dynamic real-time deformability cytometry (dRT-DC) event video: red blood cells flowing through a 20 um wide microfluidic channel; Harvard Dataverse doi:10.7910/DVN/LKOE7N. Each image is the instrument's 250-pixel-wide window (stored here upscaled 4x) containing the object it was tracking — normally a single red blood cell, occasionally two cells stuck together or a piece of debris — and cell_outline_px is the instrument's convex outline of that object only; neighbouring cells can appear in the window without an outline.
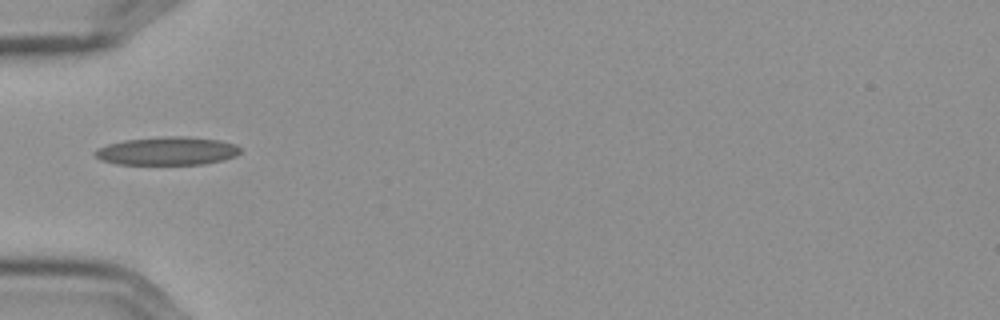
{"species": "Egyptian fruit bat (a non-hibernating species)", "species_latin": "Rousettus aegyptiacus", "temperature_condition": "cold", "stored_images_in_passage": 38, "camera_frame_rate_fps": 3000, "um_per_image_px": 0.085, "frame": {"image": 1, "passage_image": 1, "time_ms": 0.0, "image_size_px": [1000, 320], "cell_outline_px": [[240, 152], [236, 156], [224, 160], [204, 164], [116, 164], [100, 160], [92, 152], [96, 148], [108, 144], [124, 140], [164, 136], [184, 136], [220, 140], [236, 144], [240, 148]], "centroid_in_image_um": [14.21, 12.83], "position_along_channel_um": 70.8, "area_um2": 24.1}}
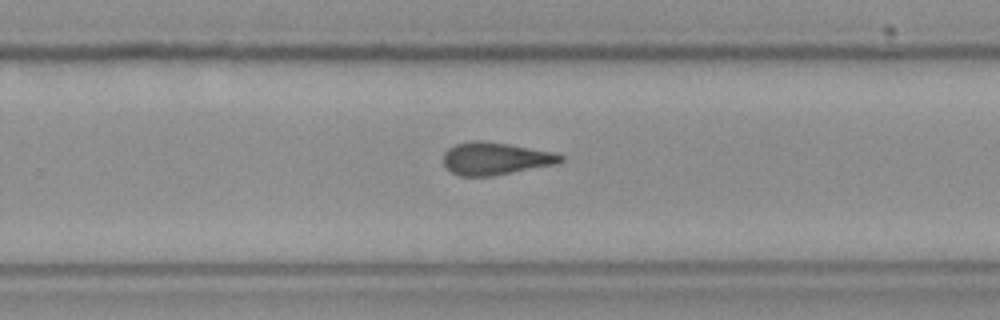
{"frame": {"image": 2, "passage_image": 19, "time_ms": 6.0, "image_size_px": [1000, 320], "cell_outline_px": [[564, 160], [556, 164], [492, 176], [460, 176], [452, 172], [444, 164], [444, 152], [448, 148], [456, 144], [472, 140], [484, 140], [508, 144], [552, 152], [564, 156]], "centroid_in_image_um": [42.09, 13.47], "position_along_channel_um": 287.7, "area_um2": 22.08}}
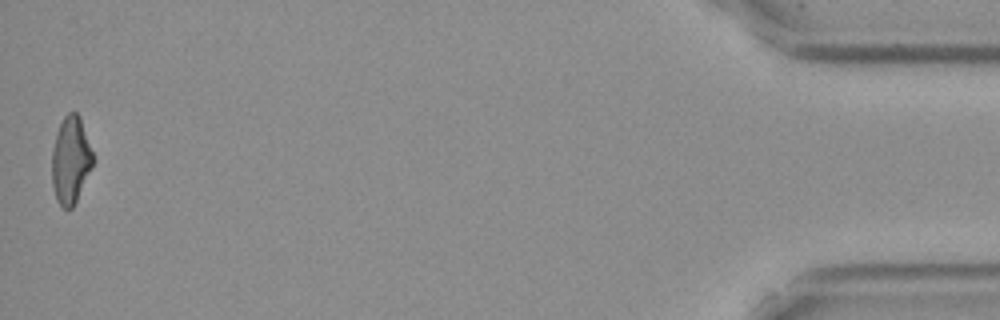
{"frame": {"image": 3, "passage_image": 38, "time_ms": 12.333, "image_size_px": [1000, 320], "cell_outline_px": [[92, 168], [72, 208], [64, 208], [56, 200], [52, 184], [52, 152], [56, 132], [64, 116], [68, 112], [76, 112], [80, 116], [92, 152]], "centroid_in_image_um": [5.99, 13.6], "position_along_channel_um": 429.2, "area_um2": 20.58}, "authors_computed_cell_mechanics": {"area_um2": 22.1085, "velocity_mm_per_s": 3.6034, "shape_relaxation_time_tau1_ms": null, "shape_relaxation_time_tau2_ms": 4.5827, "deformation_change_tau1": null, "deformation_change_tau2": 0.1431}}